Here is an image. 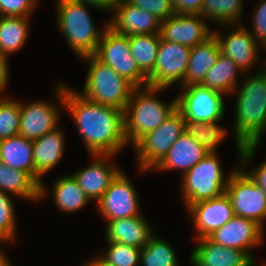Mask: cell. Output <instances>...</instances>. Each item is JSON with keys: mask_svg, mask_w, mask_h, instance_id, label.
Listing matches in <instances>:
<instances>
[{"mask_svg": "<svg viewBox=\"0 0 266 266\" xmlns=\"http://www.w3.org/2000/svg\"><path fill=\"white\" fill-rule=\"evenodd\" d=\"M55 90L57 100L73 117L90 155L115 156L128 146L123 110L92 102L65 83H59Z\"/></svg>", "mask_w": 266, "mask_h": 266, "instance_id": "cell-1", "label": "cell"}, {"mask_svg": "<svg viewBox=\"0 0 266 266\" xmlns=\"http://www.w3.org/2000/svg\"><path fill=\"white\" fill-rule=\"evenodd\" d=\"M257 72V73H256ZM237 85L235 109L236 151L249 145L266 126V78L257 69ZM240 88V89H239Z\"/></svg>", "mask_w": 266, "mask_h": 266, "instance_id": "cell-2", "label": "cell"}, {"mask_svg": "<svg viewBox=\"0 0 266 266\" xmlns=\"http://www.w3.org/2000/svg\"><path fill=\"white\" fill-rule=\"evenodd\" d=\"M166 89L145 86L133 90L124 111L125 137L132 146L176 110V97L169 105L156 98L157 93Z\"/></svg>", "mask_w": 266, "mask_h": 266, "instance_id": "cell-3", "label": "cell"}, {"mask_svg": "<svg viewBox=\"0 0 266 266\" xmlns=\"http://www.w3.org/2000/svg\"><path fill=\"white\" fill-rule=\"evenodd\" d=\"M88 4L80 0H56L57 24L64 40L79 58L94 55L101 40V30L95 27Z\"/></svg>", "mask_w": 266, "mask_h": 266, "instance_id": "cell-4", "label": "cell"}, {"mask_svg": "<svg viewBox=\"0 0 266 266\" xmlns=\"http://www.w3.org/2000/svg\"><path fill=\"white\" fill-rule=\"evenodd\" d=\"M255 149L249 145L241 147L238 157L241 166L230 173L226 187L235 215L256 221L264 228L266 219V193L246 173L249 159L255 155ZM254 154V155H253ZM241 167V169H240Z\"/></svg>", "mask_w": 266, "mask_h": 266, "instance_id": "cell-5", "label": "cell"}, {"mask_svg": "<svg viewBox=\"0 0 266 266\" xmlns=\"http://www.w3.org/2000/svg\"><path fill=\"white\" fill-rule=\"evenodd\" d=\"M82 59L87 61L89 70L83 92L79 94L92 102L125 111L136 87L94 55Z\"/></svg>", "mask_w": 266, "mask_h": 266, "instance_id": "cell-6", "label": "cell"}, {"mask_svg": "<svg viewBox=\"0 0 266 266\" xmlns=\"http://www.w3.org/2000/svg\"><path fill=\"white\" fill-rule=\"evenodd\" d=\"M222 170L216 153H208L182 175L181 191L186 209L192 204L219 197L226 192L230 174L225 177Z\"/></svg>", "mask_w": 266, "mask_h": 266, "instance_id": "cell-7", "label": "cell"}, {"mask_svg": "<svg viewBox=\"0 0 266 266\" xmlns=\"http://www.w3.org/2000/svg\"><path fill=\"white\" fill-rule=\"evenodd\" d=\"M184 132L185 119L176 109L155 130L144 135L134 145L139 171L153 170Z\"/></svg>", "mask_w": 266, "mask_h": 266, "instance_id": "cell-8", "label": "cell"}, {"mask_svg": "<svg viewBox=\"0 0 266 266\" xmlns=\"http://www.w3.org/2000/svg\"><path fill=\"white\" fill-rule=\"evenodd\" d=\"M94 56L136 88L148 86V77L139 69L136 60L131 55L129 36L118 34L107 27Z\"/></svg>", "mask_w": 266, "mask_h": 266, "instance_id": "cell-9", "label": "cell"}, {"mask_svg": "<svg viewBox=\"0 0 266 266\" xmlns=\"http://www.w3.org/2000/svg\"><path fill=\"white\" fill-rule=\"evenodd\" d=\"M176 96V109L185 121L219 122L224 116L225 94L200 84H190L181 88Z\"/></svg>", "mask_w": 266, "mask_h": 266, "instance_id": "cell-10", "label": "cell"}, {"mask_svg": "<svg viewBox=\"0 0 266 266\" xmlns=\"http://www.w3.org/2000/svg\"><path fill=\"white\" fill-rule=\"evenodd\" d=\"M190 53V47L161 39L155 66L147 76L148 86L168 88L177 82L182 84Z\"/></svg>", "mask_w": 266, "mask_h": 266, "instance_id": "cell-11", "label": "cell"}, {"mask_svg": "<svg viewBox=\"0 0 266 266\" xmlns=\"http://www.w3.org/2000/svg\"><path fill=\"white\" fill-rule=\"evenodd\" d=\"M136 188L121 171L97 201V209L104 220L131 218L141 215Z\"/></svg>", "mask_w": 266, "mask_h": 266, "instance_id": "cell-12", "label": "cell"}, {"mask_svg": "<svg viewBox=\"0 0 266 266\" xmlns=\"http://www.w3.org/2000/svg\"><path fill=\"white\" fill-rule=\"evenodd\" d=\"M263 227L256 221L235 215L208 238L224 247L245 251L253 260L251 248L263 242Z\"/></svg>", "mask_w": 266, "mask_h": 266, "instance_id": "cell-13", "label": "cell"}, {"mask_svg": "<svg viewBox=\"0 0 266 266\" xmlns=\"http://www.w3.org/2000/svg\"><path fill=\"white\" fill-rule=\"evenodd\" d=\"M202 18L200 14H174L161 21L160 37L192 48L213 35Z\"/></svg>", "mask_w": 266, "mask_h": 266, "instance_id": "cell-14", "label": "cell"}, {"mask_svg": "<svg viewBox=\"0 0 266 266\" xmlns=\"http://www.w3.org/2000/svg\"><path fill=\"white\" fill-rule=\"evenodd\" d=\"M187 211L193 218L195 239L210 236L235 216L226 192L219 197L192 204Z\"/></svg>", "mask_w": 266, "mask_h": 266, "instance_id": "cell-15", "label": "cell"}, {"mask_svg": "<svg viewBox=\"0 0 266 266\" xmlns=\"http://www.w3.org/2000/svg\"><path fill=\"white\" fill-rule=\"evenodd\" d=\"M91 156H94V161L85 168L74 172L72 176L88 199L95 200L97 203L122 169L112 165L111 158L114 155L94 154Z\"/></svg>", "mask_w": 266, "mask_h": 266, "instance_id": "cell-16", "label": "cell"}, {"mask_svg": "<svg viewBox=\"0 0 266 266\" xmlns=\"http://www.w3.org/2000/svg\"><path fill=\"white\" fill-rule=\"evenodd\" d=\"M113 11L114 17L108 21V27L118 34L131 36L160 32L161 21L128 0H120Z\"/></svg>", "mask_w": 266, "mask_h": 266, "instance_id": "cell-17", "label": "cell"}, {"mask_svg": "<svg viewBox=\"0 0 266 266\" xmlns=\"http://www.w3.org/2000/svg\"><path fill=\"white\" fill-rule=\"evenodd\" d=\"M55 106L44 100L20 102L19 135L33 141L58 128L60 114Z\"/></svg>", "mask_w": 266, "mask_h": 266, "instance_id": "cell-18", "label": "cell"}, {"mask_svg": "<svg viewBox=\"0 0 266 266\" xmlns=\"http://www.w3.org/2000/svg\"><path fill=\"white\" fill-rule=\"evenodd\" d=\"M230 26L234 31L232 30L224 38L217 31H213L220 47V53L231 58L243 72L249 71L260 60L258 59L260 58L258 56L259 43L255 41L249 30L241 24L229 25V28Z\"/></svg>", "mask_w": 266, "mask_h": 266, "instance_id": "cell-19", "label": "cell"}, {"mask_svg": "<svg viewBox=\"0 0 266 266\" xmlns=\"http://www.w3.org/2000/svg\"><path fill=\"white\" fill-rule=\"evenodd\" d=\"M65 136L56 128L39 139L33 140L34 180L40 185V199L46 196L42 176L52 170L61 160L65 150Z\"/></svg>", "mask_w": 266, "mask_h": 266, "instance_id": "cell-20", "label": "cell"}, {"mask_svg": "<svg viewBox=\"0 0 266 266\" xmlns=\"http://www.w3.org/2000/svg\"><path fill=\"white\" fill-rule=\"evenodd\" d=\"M195 240L198 245L190 255L193 266H248L253 261L245 251L224 247L208 237Z\"/></svg>", "mask_w": 266, "mask_h": 266, "instance_id": "cell-21", "label": "cell"}, {"mask_svg": "<svg viewBox=\"0 0 266 266\" xmlns=\"http://www.w3.org/2000/svg\"><path fill=\"white\" fill-rule=\"evenodd\" d=\"M106 222L107 242L123 243L142 249L154 234L148 221L141 215Z\"/></svg>", "mask_w": 266, "mask_h": 266, "instance_id": "cell-22", "label": "cell"}, {"mask_svg": "<svg viewBox=\"0 0 266 266\" xmlns=\"http://www.w3.org/2000/svg\"><path fill=\"white\" fill-rule=\"evenodd\" d=\"M207 154L208 152L202 145L185 131L154 170L167 171L180 169L184 175Z\"/></svg>", "mask_w": 266, "mask_h": 266, "instance_id": "cell-23", "label": "cell"}, {"mask_svg": "<svg viewBox=\"0 0 266 266\" xmlns=\"http://www.w3.org/2000/svg\"><path fill=\"white\" fill-rule=\"evenodd\" d=\"M219 55L220 47L214 35L192 47L186 74L183 83L180 84L181 87L200 84L206 73L216 63Z\"/></svg>", "mask_w": 266, "mask_h": 266, "instance_id": "cell-24", "label": "cell"}, {"mask_svg": "<svg viewBox=\"0 0 266 266\" xmlns=\"http://www.w3.org/2000/svg\"><path fill=\"white\" fill-rule=\"evenodd\" d=\"M0 161L11 168L27 172L34 179L32 140L16 135L0 141Z\"/></svg>", "mask_w": 266, "mask_h": 266, "instance_id": "cell-25", "label": "cell"}, {"mask_svg": "<svg viewBox=\"0 0 266 266\" xmlns=\"http://www.w3.org/2000/svg\"><path fill=\"white\" fill-rule=\"evenodd\" d=\"M0 191L31 201H40V185L25 171L0 161Z\"/></svg>", "mask_w": 266, "mask_h": 266, "instance_id": "cell-26", "label": "cell"}, {"mask_svg": "<svg viewBox=\"0 0 266 266\" xmlns=\"http://www.w3.org/2000/svg\"><path fill=\"white\" fill-rule=\"evenodd\" d=\"M239 72L244 74L240 67L231 58L220 53L216 63L206 73L200 85L223 93L225 96L227 94L230 95L231 93H234V90L238 85L236 74Z\"/></svg>", "mask_w": 266, "mask_h": 266, "instance_id": "cell-27", "label": "cell"}, {"mask_svg": "<svg viewBox=\"0 0 266 266\" xmlns=\"http://www.w3.org/2000/svg\"><path fill=\"white\" fill-rule=\"evenodd\" d=\"M53 199L57 208L67 213L81 210L90 201L72 175L56 180L53 185Z\"/></svg>", "mask_w": 266, "mask_h": 266, "instance_id": "cell-28", "label": "cell"}, {"mask_svg": "<svg viewBox=\"0 0 266 266\" xmlns=\"http://www.w3.org/2000/svg\"><path fill=\"white\" fill-rule=\"evenodd\" d=\"M30 17L0 16V51L7 57L25 45Z\"/></svg>", "mask_w": 266, "mask_h": 266, "instance_id": "cell-29", "label": "cell"}, {"mask_svg": "<svg viewBox=\"0 0 266 266\" xmlns=\"http://www.w3.org/2000/svg\"><path fill=\"white\" fill-rule=\"evenodd\" d=\"M160 42L159 33L129 36L131 55L146 76L153 71Z\"/></svg>", "mask_w": 266, "mask_h": 266, "instance_id": "cell-30", "label": "cell"}, {"mask_svg": "<svg viewBox=\"0 0 266 266\" xmlns=\"http://www.w3.org/2000/svg\"><path fill=\"white\" fill-rule=\"evenodd\" d=\"M242 5V0H204L200 15L225 27L236 25L240 24Z\"/></svg>", "mask_w": 266, "mask_h": 266, "instance_id": "cell-31", "label": "cell"}, {"mask_svg": "<svg viewBox=\"0 0 266 266\" xmlns=\"http://www.w3.org/2000/svg\"><path fill=\"white\" fill-rule=\"evenodd\" d=\"M218 122L185 121V131L208 153H216V147L227 136V130L217 125Z\"/></svg>", "mask_w": 266, "mask_h": 266, "instance_id": "cell-32", "label": "cell"}, {"mask_svg": "<svg viewBox=\"0 0 266 266\" xmlns=\"http://www.w3.org/2000/svg\"><path fill=\"white\" fill-rule=\"evenodd\" d=\"M140 262L142 266H179L173 247L156 234L141 249Z\"/></svg>", "mask_w": 266, "mask_h": 266, "instance_id": "cell-33", "label": "cell"}, {"mask_svg": "<svg viewBox=\"0 0 266 266\" xmlns=\"http://www.w3.org/2000/svg\"><path fill=\"white\" fill-rule=\"evenodd\" d=\"M20 101L0 95V141L19 134Z\"/></svg>", "mask_w": 266, "mask_h": 266, "instance_id": "cell-34", "label": "cell"}, {"mask_svg": "<svg viewBox=\"0 0 266 266\" xmlns=\"http://www.w3.org/2000/svg\"><path fill=\"white\" fill-rule=\"evenodd\" d=\"M108 250L101 255L114 266H139L141 248L123 243L107 242Z\"/></svg>", "mask_w": 266, "mask_h": 266, "instance_id": "cell-35", "label": "cell"}, {"mask_svg": "<svg viewBox=\"0 0 266 266\" xmlns=\"http://www.w3.org/2000/svg\"><path fill=\"white\" fill-rule=\"evenodd\" d=\"M16 218L14 204L9 194L0 191V243L15 241Z\"/></svg>", "mask_w": 266, "mask_h": 266, "instance_id": "cell-36", "label": "cell"}, {"mask_svg": "<svg viewBox=\"0 0 266 266\" xmlns=\"http://www.w3.org/2000/svg\"><path fill=\"white\" fill-rule=\"evenodd\" d=\"M39 0H0V16L29 17Z\"/></svg>", "mask_w": 266, "mask_h": 266, "instance_id": "cell-37", "label": "cell"}, {"mask_svg": "<svg viewBox=\"0 0 266 266\" xmlns=\"http://www.w3.org/2000/svg\"><path fill=\"white\" fill-rule=\"evenodd\" d=\"M131 4L138 6L163 21L175 14L172 0H128Z\"/></svg>", "mask_w": 266, "mask_h": 266, "instance_id": "cell-38", "label": "cell"}, {"mask_svg": "<svg viewBox=\"0 0 266 266\" xmlns=\"http://www.w3.org/2000/svg\"><path fill=\"white\" fill-rule=\"evenodd\" d=\"M256 5L251 20L253 31L248 30L262 46L266 42V0H260Z\"/></svg>", "mask_w": 266, "mask_h": 266, "instance_id": "cell-39", "label": "cell"}, {"mask_svg": "<svg viewBox=\"0 0 266 266\" xmlns=\"http://www.w3.org/2000/svg\"><path fill=\"white\" fill-rule=\"evenodd\" d=\"M204 0H172L175 14H200Z\"/></svg>", "mask_w": 266, "mask_h": 266, "instance_id": "cell-40", "label": "cell"}, {"mask_svg": "<svg viewBox=\"0 0 266 266\" xmlns=\"http://www.w3.org/2000/svg\"><path fill=\"white\" fill-rule=\"evenodd\" d=\"M246 173L266 193V160Z\"/></svg>", "mask_w": 266, "mask_h": 266, "instance_id": "cell-41", "label": "cell"}, {"mask_svg": "<svg viewBox=\"0 0 266 266\" xmlns=\"http://www.w3.org/2000/svg\"><path fill=\"white\" fill-rule=\"evenodd\" d=\"M8 57L0 51V95H3L9 79Z\"/></svg>", "mask_w": 266, "mask_h": 266, "instance_id": "cell-42", "label": "cell"}, {"mask_svg": "<svg viewBox=\"0 0 266 266\" xmlns=\"http://www.w3.org/2000/svg\"><path fill=\"white\" fill-rule=\"evenodd\" d=\"M87 3L91 8H96L97 10H114V8L119 4L120 0H80Z\"/></svg>", "mask_w": 266, "mask_h": 266, "instance_id": "cell-43", "label": "cell"}, {"mask_svg": "<svg viewBox=\"0 0 266 266\" xmlns=\"http://www.w3.org/2000/svg\"><path fill=\"white\" fill-rule=\"evenodd\" d=\"M82 266H114L113 264L106 261L102 256H96L94 258H90L87 263L85 262Z\"/></svg>", "mask_w": 266, "mask_h": 266, "instance_id": "cell-44", "label": "cell"}, {"mask_svg": "<svg viewBox=\"0 0 266 266\" xmlns=\"http://www.w3.org/2000/svg\"><path fill=\"white\" fill-rule=\"evenodd\" d=\"M0 266H13L7 255L2 251V248L0 249Z\"/></svg>", "mask_w": 266, "mask_h": 266, "instance_id": "cell-45", "label": "cell"}, {"mask_svg": "<svg viewBox=\"0 0 266 266\" xmlns=\"http://www.w3.org/2000/svg\"><path fill=\"white\" fill-rule=\"evenodd\" d=\"M264 133L266 134V126L264 127L262 132L249 144V146L256 150L259 145V142L261 143V137Z\"/></svg>", "mask_w": 266, "mask_h": 266, "instance_id": "cell-46", "label": "cell"}, {"mask_svg": "<svg viewBox=\"0 0 266 266\" xmlns=\"http://www.w3.org/2000/svg\"><path fill=\"white\" fill-rule=\"evenodd\" d=\"M264 66L266 67V64H264ZM260 72L264 75V77L266 78V68H262L260 69Z\"/></svg>", "mask_w": 266, "mask_h": 266, "instance_id": "cell-47", "label": "cell"}, {"mask_svg": "<svg viewBox=\"0 0 266 266\" xmlns=\"http://www.w3.org/2000/svg\"><path fill=\"white\" fill-rule=\"evenodd\" d=\"M255 262H256V261L253 260L248 266H256V265H255V264H256ZM262 266H266V264H265V265H262Z\"/></svg>", "mask_w": 266, "mask_h": 266, "instance_id": "cell-48", "label": "cell"}, {"mask_svg": "<svg viewBox=\"0 0 266 266\" xmlns=\"http://www.w3.org/2000/svg\"><path fill=\"white\" fill-rule=\"evenodd\" d=\"M262 46L264 47L263 49H266V44H263ZM265 64H266V60H265Z\"/></svg>", "mask_w": 266, "mask_h": 266, "instance_id": "cell-49", "label": "cell"}]
</instances>
